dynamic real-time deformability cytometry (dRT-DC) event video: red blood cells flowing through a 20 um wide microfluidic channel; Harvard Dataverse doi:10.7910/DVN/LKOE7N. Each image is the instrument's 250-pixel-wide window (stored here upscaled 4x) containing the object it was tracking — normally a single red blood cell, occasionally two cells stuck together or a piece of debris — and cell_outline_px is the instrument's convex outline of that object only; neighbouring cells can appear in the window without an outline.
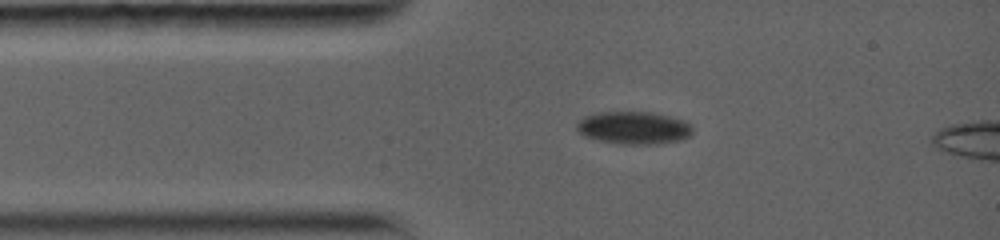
{"species": "common noctule bat (a hibernating species)", "species_latin": "Nyctalus noctula", "temperature_condition": "warm", "stored_images_in_passage": 9, "camera_frame_rate_fps": 5000, "um_per_image_px": 0.085, "animal": {"sex": "female", "body_mass_g": 19.0, "forearm_length_mm": 56.7}, "frame": {"image": 1, "passage_image": 4, "time_ms": 2.6, "image_size_px": [1000, 240], "cell_outline_px": [[692, 136], [680, 140], [660, 144], [620, 144], [600, 140], [584, 136], [576, 128], [576, 124], [584, 116], [596, 112], [652, 112], [684, 120], [692, 124]], "centroid_in_image_um": [53.9, 10.86], "position_along_channel_um": 31.1, "area_um2": 22.2}}
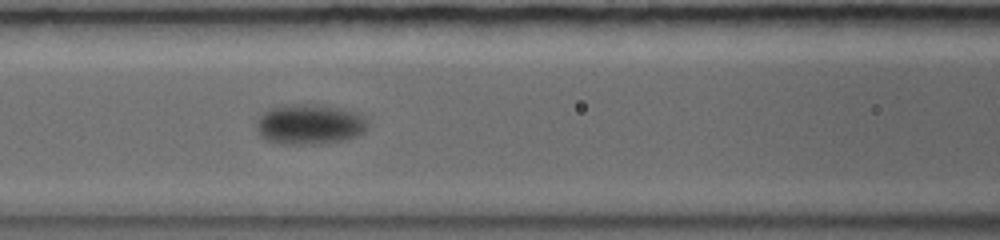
{"frame": {"image": 2, "passage_image": 8, "time_ms": 6.2, "image_size_px": [1000, 240], "cell_outline_px": [[368, 128], [364, 132], [356, 136], [344, 140], [320, 144], [280, 144], [264, 140], [256, 132], [256, 120], [268, 108], [284, 104], [316, 104], [344, 108], [368, 120]], "centroid_in_image_um": [26.26, 10.57], "position_along_channel_um": 140.3, "area_um2": 26.59}}